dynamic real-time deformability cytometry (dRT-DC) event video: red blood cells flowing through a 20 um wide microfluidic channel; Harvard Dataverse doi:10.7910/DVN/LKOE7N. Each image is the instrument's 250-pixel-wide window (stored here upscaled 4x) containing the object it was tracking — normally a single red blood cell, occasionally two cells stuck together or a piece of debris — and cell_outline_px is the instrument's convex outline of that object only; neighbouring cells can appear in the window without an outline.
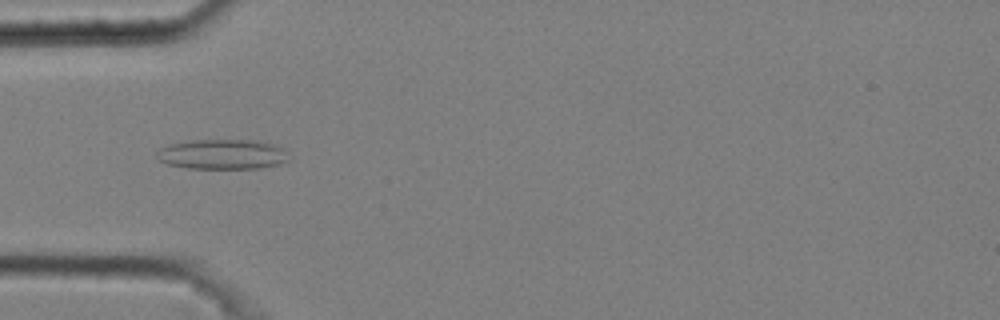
{"species": "common noctule bat (a hibernating species)", "species_latin": "Nyctalus noctula", "temperature_condition": "cold", "stored_images_in_passage": 8, "camera_frame_rate_fps": 3000, "um_per_image_px": 0.085, "animal": {"sex": "male", "body_mass_g": 20.4}, "frame": {"image": 1, "passage_image": 2, "time_ms": 0.333, "image_size_px": [1000, 320], "cell_outline_px": [[288, 160], [280, 164], [260, 168], [188, 168], [168, 164], [160, 160], [156, 156], [156, 152], [160, 148], [172, 144], [192, 140], [252, 140], [272, 144], [280, 148], [284, 152]], "centroid_in_image_um": [18.86, 13.12], "position_along_channel_um": 66.1, "area_um2": 22.66}}
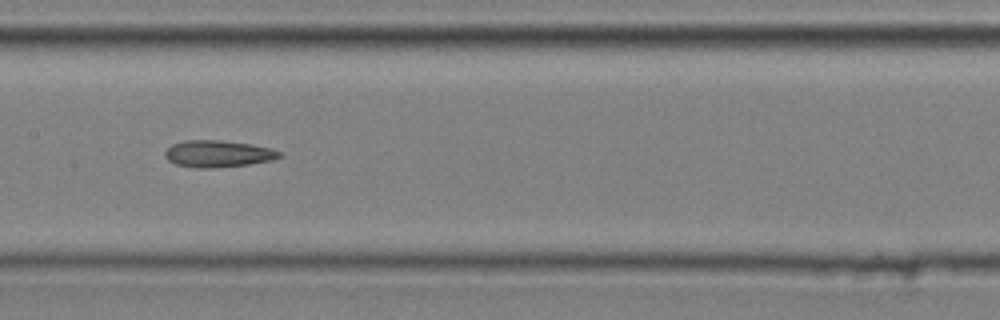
{"frame": {"image": 2, "passage_image": 5, "time_ms": 1.333, "image_size_px": [1000, 320], "cell_outline_px": [[284, 156], [272, 160], [248, 164], [216, 168], [196, 168], [176, 164], [168, 160], [164, 156], [164, 152], [172, 144], [184, 140], [220, 140], [252, 144], [272, 148], [280, 152]], "centroid_in_image_um": [18.54, 13.07], "position_along_channel_um": 188.9, "area_um2": 18.03}}
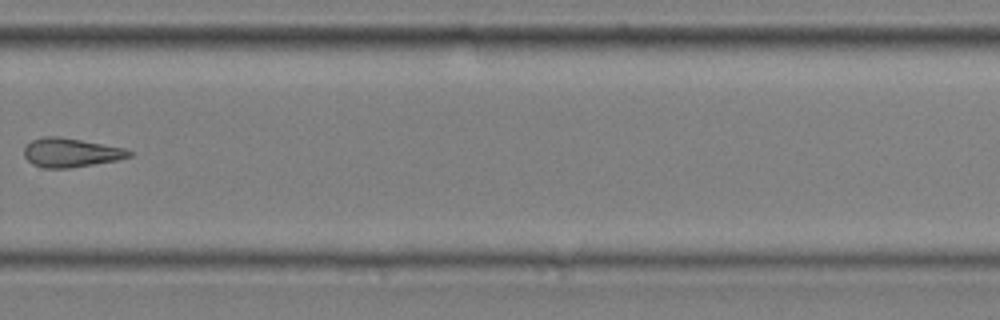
{"frame": {"image": 3, "passage_image": 8, "time_ms": 2.333, "image_size_px": [1000, 320], "cell_outline_px": [[132, 156], [116, 160], [72, 168], [44, 168], [32, 164], [24, 156], [24, 148], [32, 140], [44, 136], [60, 136], [124, 148], [132, 152]], "centroid_in_image_um": [6.0, 12.97], "position_along_channel_um": 323.8, "area_um2": 17.69}}